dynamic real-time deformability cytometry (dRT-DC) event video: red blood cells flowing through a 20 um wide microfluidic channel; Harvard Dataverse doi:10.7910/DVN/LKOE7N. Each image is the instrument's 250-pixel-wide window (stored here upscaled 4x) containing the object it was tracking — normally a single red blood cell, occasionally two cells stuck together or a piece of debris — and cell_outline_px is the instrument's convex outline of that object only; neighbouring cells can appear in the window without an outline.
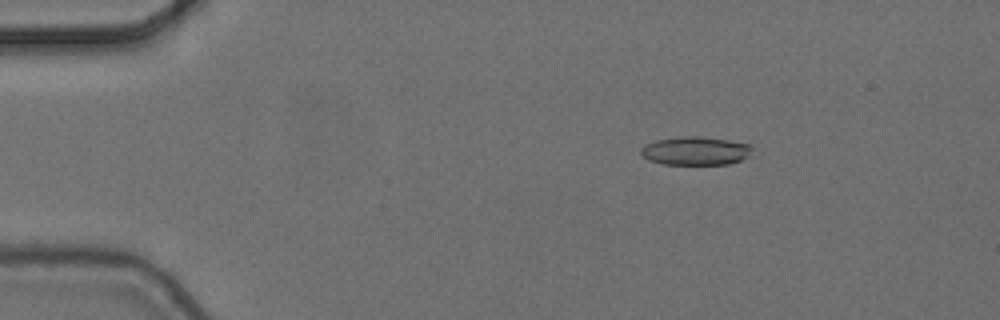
{"species": "common noctule bat (a hibernating species)", "species_latin": "Nyctalus noctula", "temperature_condition": "cold", "stored_images_in_passage": 4, "camera_frame_rate_fps": 3000, "um_per_image_px": 0.085, "animal": {"sex": "female", "body_mass_g": 24.6, "forearm_length_mm": 56.2}, "frame": {"image": 1, "passage_image": 2, "time_ms": 0.333, "image_size_px": [1000, 320], "cell_outline_px": [[752, 148], [748, 156], [740, 160], [728, 164], [664, 164], [648, 160], [640, 152], [640, 148], [644, 144], [656, 140], [680, 136], [700, 136], [728, 140], [752, 144]], "centroid_in_image_um": [59.1, 12.81], "position_along_channel_um": 25.9, "area_um2": 18.5}}